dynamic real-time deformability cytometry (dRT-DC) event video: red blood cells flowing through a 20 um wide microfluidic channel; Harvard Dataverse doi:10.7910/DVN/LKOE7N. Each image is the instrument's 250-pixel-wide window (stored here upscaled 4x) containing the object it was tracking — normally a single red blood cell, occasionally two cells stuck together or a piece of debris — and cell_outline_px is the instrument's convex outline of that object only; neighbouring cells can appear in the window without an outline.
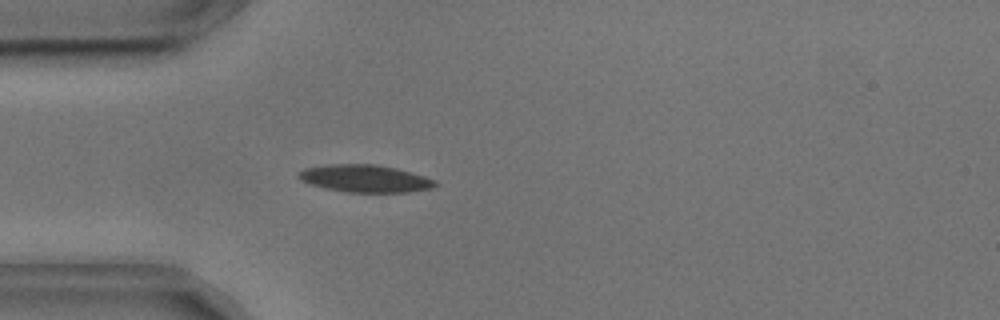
{"species": "common noctule bat (a hibernating species)", "species_latin": "Nyctalus noctula", "temperature_condition": "cold", "stored_images_in_passage": 54, "camera_frame_rate_fps": 3000, "um_per_image_px": 0.085, "animal": {"sex": "male", "body_mass_g": 17.9, "forearm_length_mm": 54.2}, "frame": {"image": 1, "passage_image": 14, "time_ms": 4.333, "image_size_px": [1000, 320], "cell_outline_px": [[440, 184], [432, 188], [408, 192], [348, 192], [324, 188], [300, 180], [296, 176], [296, 172], [304, 168], [328, 164], [376, 164], [396, 168], [424, 176], [436, 180]], "centroid_in_image_um": [31.01, 15.17], "position_along_channel_um": 54.0, "area_um2": 21.96}}
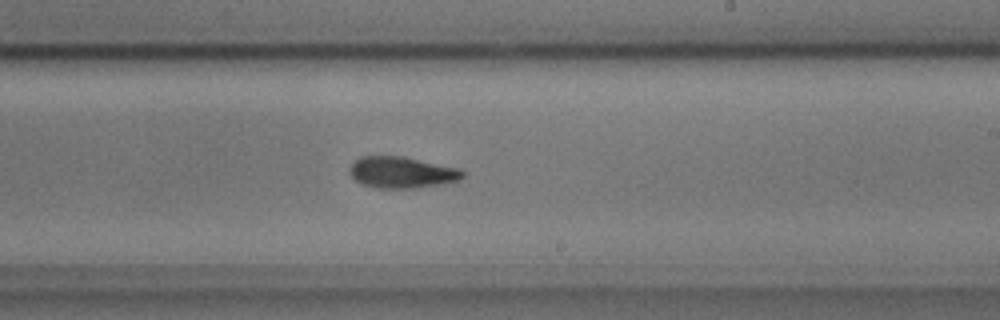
{"frame": {"image": 2, "passage_image": 31, "time_ms": 10.0, "image_size_px": [1000, 320], "cell_outline_px": [[464, 176], [460, 180], [440, 184], [416, 188], [376, 188], [360, 184], [348, 172], [348, 168], [360, 156], [404, 156], [460, 168], [464, 172]], "centroid_in_image_um": [34.15, 14.65], "position_along_channel_um": 254.9, "area_um2": 20.87}}
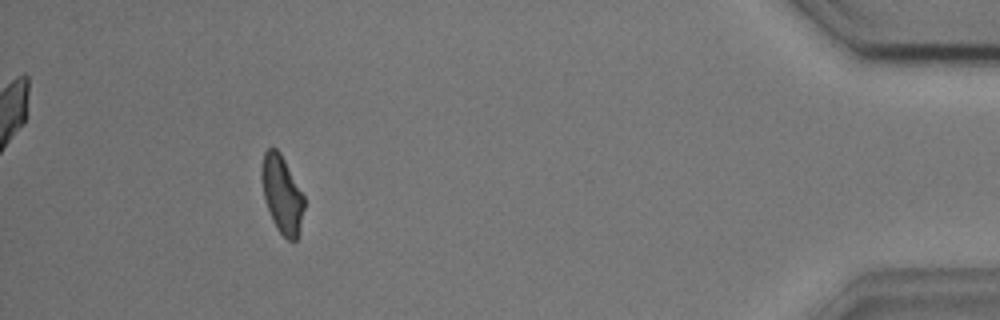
{"frame": {"image": 3, "passage_image": 49, "time_ms": 16.0, "image_size_px": [1000, 320], "cell_outline_px": [[304, 208], [300, 232], [296, 240], [288, 240], [276, 228], [272, 220], [264, 200], [260, 176], [260, 168], [264, 152], [268, 148], [276, 148], [280, 152], [304, 196]], "centroid_in_image_um": [23.95, 16.52], "position_along_channel_um": 411.3, "area_um2": 19.36}, "authors_computed_cell_mechanics": {"area_um2": 20.5479, "velocity_mm_per_s": 3.6305, "shape_relaxation_time_tau1_ms": 5.5509, "shape_relaxation_time_tau2_ms": 5.3789, "deformation_change_tau1": 0.1374, "deformation_change_tau2": 0.1136}}